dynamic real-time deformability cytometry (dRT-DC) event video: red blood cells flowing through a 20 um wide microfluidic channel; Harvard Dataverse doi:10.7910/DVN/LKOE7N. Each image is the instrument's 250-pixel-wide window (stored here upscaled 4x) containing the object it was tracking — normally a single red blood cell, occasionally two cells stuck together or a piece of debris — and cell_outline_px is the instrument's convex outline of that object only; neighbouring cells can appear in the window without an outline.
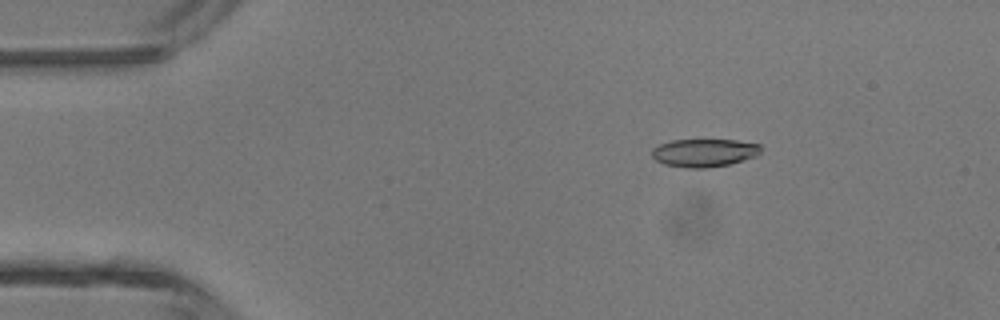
{"species": "common noctule bat (a hibernating species)", "species_latin": "Nyctalus noctula", "temperature_condition": "room temperature", "stored_images_in_passage": 3, "camera_frame_rate_fps": 3000, "um_per_image_px": 0.085, "animal": {"sex": "male", "body_mass_g": 13.3}, "frame": {"image": 1, "passage_image": 2, "time_ms": 0.333, "image_size_px": [1000, 320], "cell_outline_px": [[760, 152], [756, 156], [744, 160], [728, 164], [708, 168], [688, 168], [664, 164], [656, 160], [652, 156], [652, 148], [660, 144], [672, 140], [736, 140], [760, 144]], "centroid_in_image_um": [59.85, 12.98], "position_along_channel_um": 25.2, "area_um2": 17.74}}